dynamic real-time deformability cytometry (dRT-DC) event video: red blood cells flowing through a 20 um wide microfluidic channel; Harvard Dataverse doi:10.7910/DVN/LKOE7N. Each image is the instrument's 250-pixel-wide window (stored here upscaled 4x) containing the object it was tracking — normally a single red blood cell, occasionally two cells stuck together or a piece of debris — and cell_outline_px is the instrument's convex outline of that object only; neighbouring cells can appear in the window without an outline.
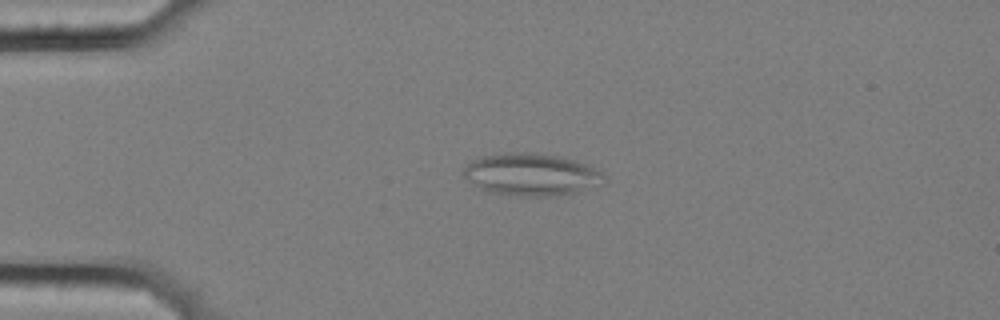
{"species": "common noctule bat (a hibernating species)", "species_latin": "Nyctalus noctula", "temperature_condition": "cold", "stored_images_in_passage": 57, "camera_frame_rate_fps": 3000, "um_per_image_px": 0.085, "animal": {"sex": "female", "body_mass_g": 25.1}, "frame": {"image": 1, "passage_image": 13, "time_ms": 4.0, "image_size_px": [1000, 320], "cell_outline_px": [[608, 180], [604, 184], [576, 192], [556, 196], [520, 196], [484, 192], [464, 176], [464, 168], [472, 160], [480, 156], [508, 152], [532, 152], [560, 156], [576, 160], [600, 172]], "centroid_in_image_um": [45.16, 14.84], "position_along_channel_um": 39.8, "area_um2": 34.85}}
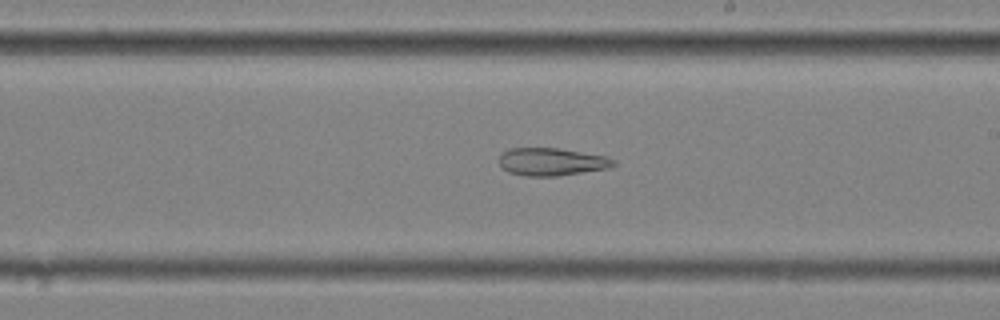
{"frame": {"image": 2, "passage_image": 33, "time_ms": 10.667, "image_size_px": [1000, 320], "cell_outline_px": [[616, 164], [608, 168], [556, 176], [528, 176], [508, 172], [500, 168], [500, 156], [508, 148], [560, 148], [604, 156], [616, 160]], "centroid_in_image_um": [46.87, 13.75], "position_along_channel_um": 242.1, "area_um2": 18.38}}
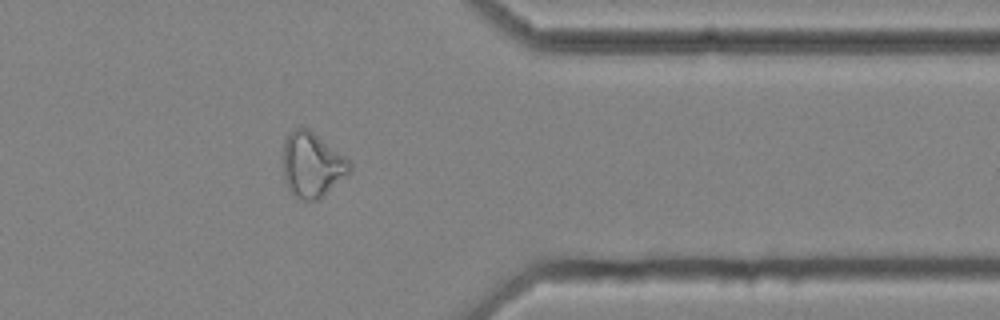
{"frame": {"image": 3, "passage_image": 46, "time_ms": 15.0, "image_size_px": [1000, 320], "cell_outline_px": [[352, 168], [348, 172], [316, 200], [304, 200], [292, 196], [288, 188], [284, 176], [284, 140], [288, 132], [296, 128], [308, 128], [344, 156], [352, 164]], "centroid_in_image_um": [26.48, 13.99], "position_along_channel_um": 384.9, "area_um2": 24.51}, "authors_computed_cell_mechanics": {"area_um2": 26.0678, "velocity_mm_per_s": 3.5224, "shape_relaxation_time_tau1_ms": null, "shape_relaxation_time_tau2_ms": 6.8483, "deformation_change_tau1": null, "deformation_change_tau2": 0.1772}}